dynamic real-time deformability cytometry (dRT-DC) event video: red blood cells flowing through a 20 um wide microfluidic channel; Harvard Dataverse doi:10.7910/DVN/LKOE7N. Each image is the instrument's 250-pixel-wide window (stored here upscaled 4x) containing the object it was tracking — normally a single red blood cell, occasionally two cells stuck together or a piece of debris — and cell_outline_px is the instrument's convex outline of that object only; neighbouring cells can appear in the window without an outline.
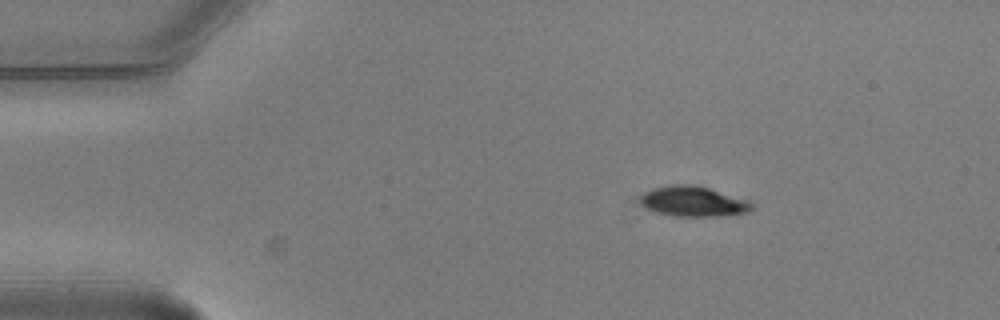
{"species": "common noctule bat (a hibernating species)", "species_latin": "Nyctalus noctula", "temperature_condition": "warm", "stored_images_in_passage": 4, "camera_frame_rate_fps": 3000, "um_per_image_px": 0.085, "animal": {"sex": "male", "body_mass_g": 20.5, "forearm_length_mm": 52.5}, "frame": {"image": 1, "passage_image": 2, "time_ms": 0.333, "image_size_px": [1000, 320], "cell_outline_px": [[756, 204], [748, 212], [720, 216], [672, 216], [656, 212], [648, 208], [640, 200], [640, 196], [644, 192], [652, 188], [668, 184], [696, 184], [748, 200]], "centroid_in_image_um": [58.94, 17.1], "position_along_channel_um": 26.1, "area_um2": 19.77}}